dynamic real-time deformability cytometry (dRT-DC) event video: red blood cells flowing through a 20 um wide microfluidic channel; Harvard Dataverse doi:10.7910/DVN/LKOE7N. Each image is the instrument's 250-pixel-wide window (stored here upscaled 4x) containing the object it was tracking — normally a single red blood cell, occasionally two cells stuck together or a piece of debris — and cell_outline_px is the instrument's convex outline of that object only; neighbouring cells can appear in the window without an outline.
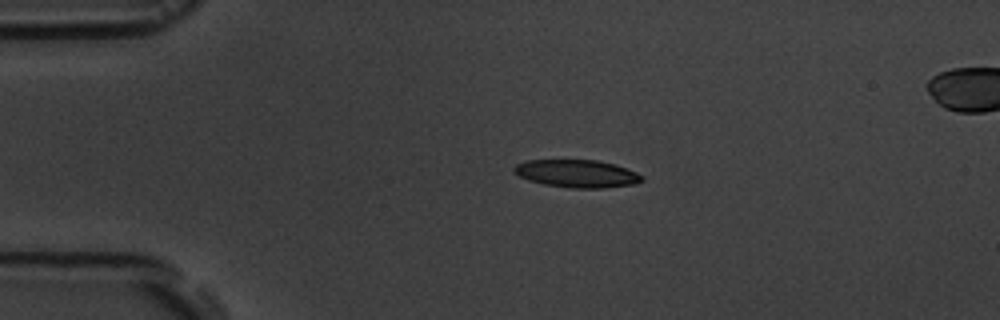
{"species": "common noctule bat (a hibernating species)", "species_latin": "Nyctalus noctula", "temperature_condition": "room temperature", "stored_images_in_passage": 5, "camera_frame_rate_fps": 3000, "um_per_image_px": 0.085, "animal": {"sex": "male", "body_mass_g": 19.5, "forearm_length_mm": 54.6}, "frame": {"image": 1, "passage_image": 3, "time_ms": 2.333, "image_size_px": [1000, 320], "cell_outline_px": [[644, 180], [636, 184], [604, 188], [568, 188], [544, 184], [528, 180], [512, 172], [512, 168], [516, 164], [528, 160], [596, 160], [616, 164], [636, 172], [644, 176]], "centroid_in_image_um": [49.05, 14.76], "position_along_channel_um": 35.9, "area_um2": 20.87}}